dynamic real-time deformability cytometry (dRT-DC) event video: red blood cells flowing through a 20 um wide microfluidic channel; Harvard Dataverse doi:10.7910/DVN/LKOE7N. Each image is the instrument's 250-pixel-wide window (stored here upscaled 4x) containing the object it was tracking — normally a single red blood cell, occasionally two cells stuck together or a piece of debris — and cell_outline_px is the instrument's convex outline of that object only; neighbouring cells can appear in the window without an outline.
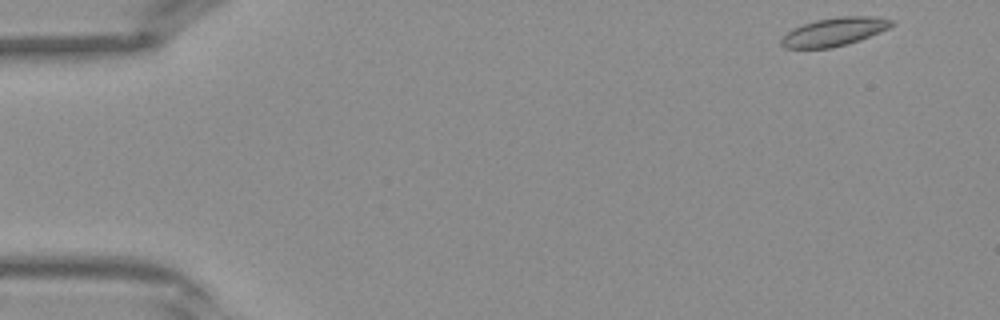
{"species": "Egyptian fruit bat (a non-hibernating species)", "species_latin": "Rousettus aegyptiacus", "temperature_condition": "warm", "stored_images_in_passage": 39, "camera_frame_rate_fps": 3000, "um_per_image_px": 0.085, "frame": {"image": 1, "passage_image": 1, "time_ms": 0.0, "image_size_px": [1000, 320], "cell_outline_px": [[896, 24], [880, 32], [860, 40], [832, 48], [784, 48], [780, 44], [780, 40], [792, 28], [816, 20], [840, 16], [872, 16], [896, 20]], "centroid_in_image_um": [70.94, 2.69], "position_along_channel_um": 14.1, "area_um2": 18.26}}
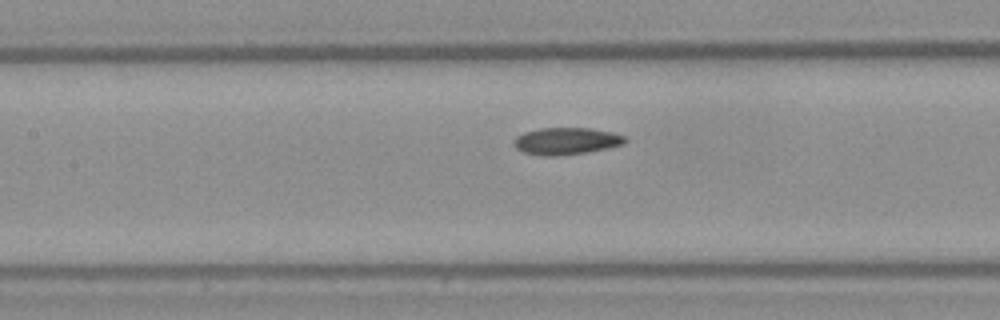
{"frame": {"image": 2, "passage_image": 17, "time_ms": 5.333, "image_size_px": [1000, 320], "cell_outline_px": [[628, 140], [624, 144], [608, 148], [588, 152], [556, 156], [544, 156], [524, 152], [516, 148], [512, 140], [516, 136], [524, 132], [540, 128], [588, 128], [612, 132], [624, 136]], "centroid_in_image_um": [48.13, 11.99], "position_along_channel_um": 159.3, "area_um2": 17.57}}
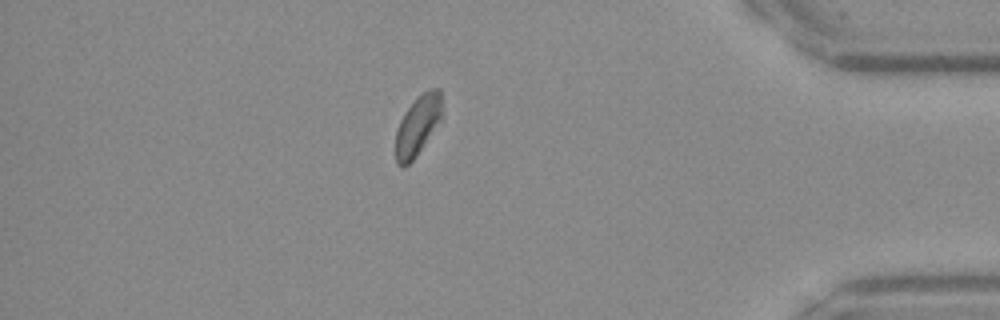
{"frame": {"image": 3, "passage_image": 34, "time_ms": 11.0, "image_size_px": [1000, 320], "cell_outline_px": [[444, 116], [416, 156], [404, 168], [400, 168], [396, 164], [396, 132], [400, 120], [404, 112], [416, 96], [432, 88], [440, 88]], "centroid_in_image_um": [35.53, 10.64], "position_along_channel_um": 399.7, "area_um2": 16.53}}